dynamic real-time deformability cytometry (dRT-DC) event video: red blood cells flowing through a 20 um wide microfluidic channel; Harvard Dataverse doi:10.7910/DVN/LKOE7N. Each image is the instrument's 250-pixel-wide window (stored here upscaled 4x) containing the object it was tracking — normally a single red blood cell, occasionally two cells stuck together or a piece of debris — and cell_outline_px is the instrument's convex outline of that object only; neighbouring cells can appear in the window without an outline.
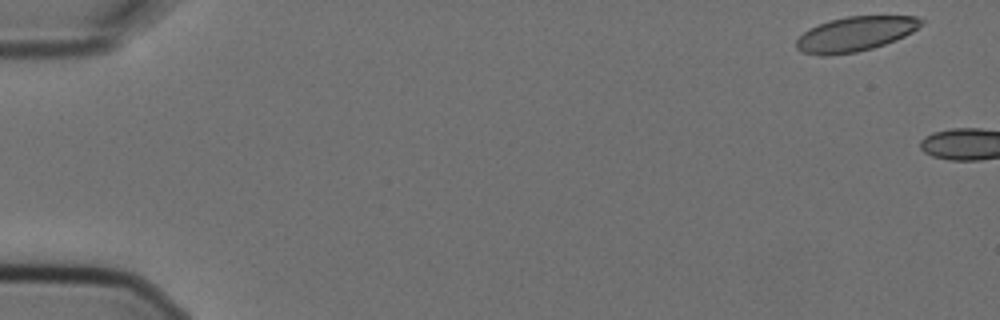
{"species": "Egyptian fruit bat (a non-hibernating species)", "species_latin": "Rousettus aegyptiacus", "temperature_condition": "cold", "stored_images_in_passage": 2, "camera_frame_rate_fps": 3000, "um_per_image_px": 0.085, "animal": {"sex": "female"}, "frame": {"image": 1, "passage_image": 1, "time_ms": 0.0, "image_size_px": [1000, 320], "cell_outline_px": [[924, 24], [912, 32], [896, 40], [872, 48], [856, 52], [828, 56], [820, 56], [800, 52], [796, 48], [796, 40], [804, 32], [828, 20], [848, 16], [916, 16], [924, 20]], "centroid_in_image_um": [72.7, 2.89], "position_along_channel_um": 12.3, "area_um2": 25.32}}